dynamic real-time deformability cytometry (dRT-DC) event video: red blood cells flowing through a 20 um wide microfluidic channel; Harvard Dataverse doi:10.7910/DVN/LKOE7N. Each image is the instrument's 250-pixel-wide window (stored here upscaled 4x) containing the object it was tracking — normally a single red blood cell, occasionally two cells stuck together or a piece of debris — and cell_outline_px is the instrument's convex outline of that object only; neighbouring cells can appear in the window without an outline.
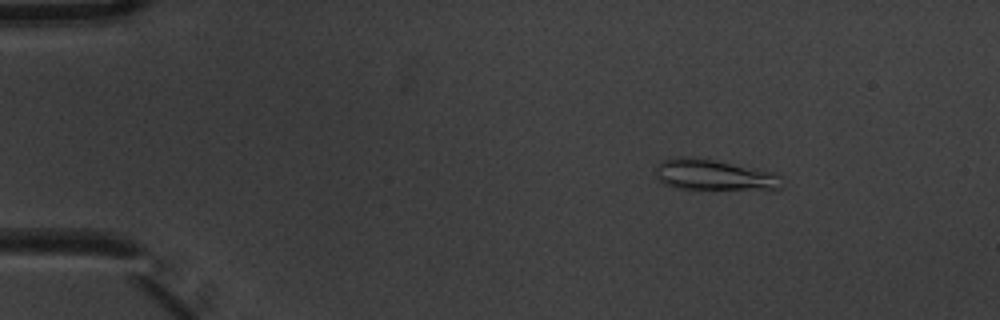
{"species": "common noctule bat (a hibernating species)", "species_latin": "Nyctalus noctula", "temperature_condition": "warm", "stored_images_in_passage": 5, "camera_frame_rate_fps": 3000, "um_per_image_px": 0.085, "animal": {"sex": "male", "body_mass_g": 20.1, "forearm_length_mm": 53.5}, "frame": {"image": 1, "passage_image": 3, "time_ms": 0.667, "image_size_px": [1000, 320], "cell_outline_px": [[780, 188], [772, 192], [680, 188], [664, 184], [656, 176], [656, 164], [664, 160], [676, 156], [684, 156], [712, 160], [772, 172], [780, 176]], "centroid_in_image_um": [60.74, 14.92], "position_along_channel_um": 24.3, "area_um2": 23.12}}